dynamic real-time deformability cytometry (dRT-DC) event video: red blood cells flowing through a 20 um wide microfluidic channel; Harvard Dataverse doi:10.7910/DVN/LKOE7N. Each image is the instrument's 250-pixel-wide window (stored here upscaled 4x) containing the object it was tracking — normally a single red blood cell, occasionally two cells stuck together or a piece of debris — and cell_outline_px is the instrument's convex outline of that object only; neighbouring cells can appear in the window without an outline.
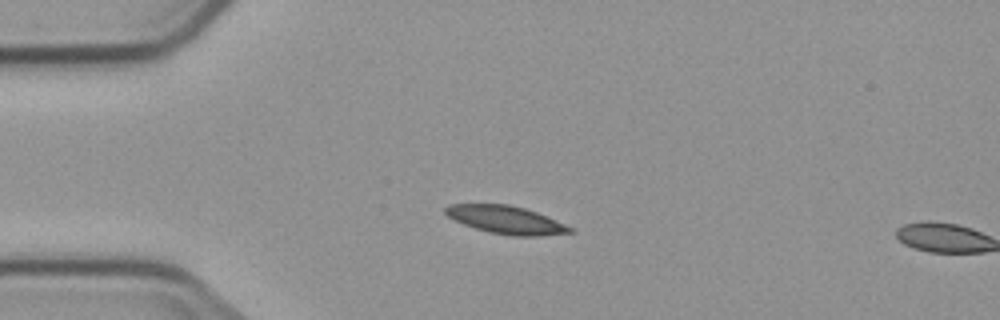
{"species": "common noctule bat (a hibernating species)", "species_latin": "Nyctalus noctula", "temperature_condition": "cold", "stored_images_in_passage": 4, "camera_frame_rate_fps": 3000, "um_per_image_px": 0.085, "animal": {"sex": "male", "body_mass_g": 23.1, "forearm_length_mm": 52.7}, "frame": {"image": 1, "passage_image": 3, "time_ms": 2.0, "image_size_px": [1000, 320], "cell_outline_px": [[576, 232], [540, 236], [512, 236], [488, 232], [464, 224], [448, 216], [444, 212], [444, 208], [448, 204], [508, 204], [524, 208], [536, 212], [576, 228]], "centroid_in_image_um": [43.06, 18.69], "position_along_channel_um": 41.9, "area_um2": 20.35}}